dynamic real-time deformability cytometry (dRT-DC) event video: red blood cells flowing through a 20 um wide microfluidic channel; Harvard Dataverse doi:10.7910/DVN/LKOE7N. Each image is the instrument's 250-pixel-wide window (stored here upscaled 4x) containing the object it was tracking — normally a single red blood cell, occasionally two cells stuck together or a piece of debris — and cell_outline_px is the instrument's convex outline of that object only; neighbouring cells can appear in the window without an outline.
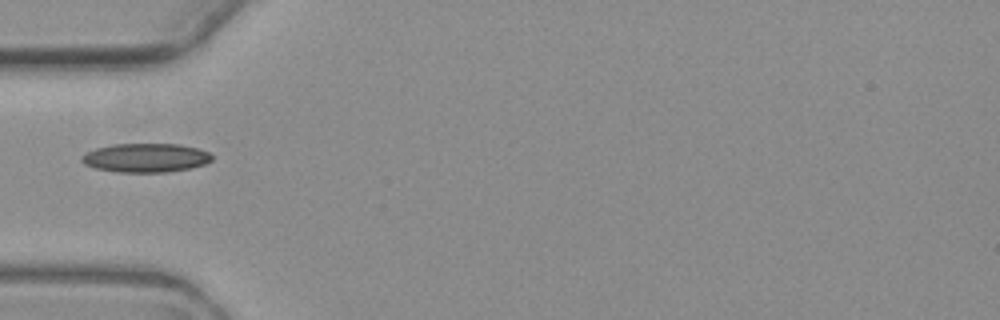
{"species": "common noctule bat (a hibernating species)", "species_latin": "Nyctalus noctula", "temperature_condition": "warm", "stored_images_in_passage": 7, "camera_frame_rate_fps": 3000, "um_per_image_px": 0.085, "animal": {"sex": "female", "body_mass_g": 19.3, "forearm_length_mm": 54.1}, "frame": {"image": 1, "passage_image": 5, "time_ms": 4.667, "image_size_px": [1000, 320], "cell_outline_px": [[212, 160], [204, 164], [188, 168], [168, 172], [116, 172], [96, 168], [84, 164], [80, 160], [80, 156], [96, 148], [112, 144], [180, 144], [196, 148], [208, 152], [212, 156]], "centroid_in_image_um": [12.36, 13.41], "position_along_channel_um": 72.6, "area_um2": 21.85}}
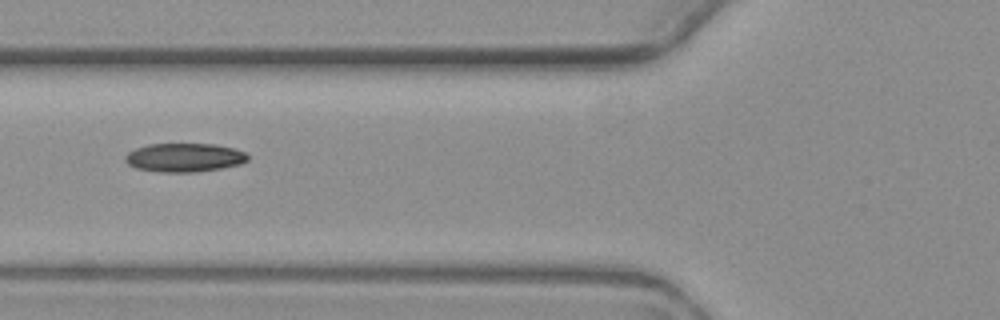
{"frame": {"image": 2, "passage_image": 6, "time_ms": 5.667, "image_size_px": [1000, 320], "cell_outline_px": [[248, 160], [240, 164], [220, 168], [196, 172], [160, 172], [136, 168], [128, 164], [124, 160], [124, 156], [128, 152], [136, 148], [148, 144], [212, 144], [232, 148], [244, 152], [248, 156]], "centroid_in_image_um": [15.63, 13.39], "position_along_channel_um": 110.2, "area_um2": 20.4}}
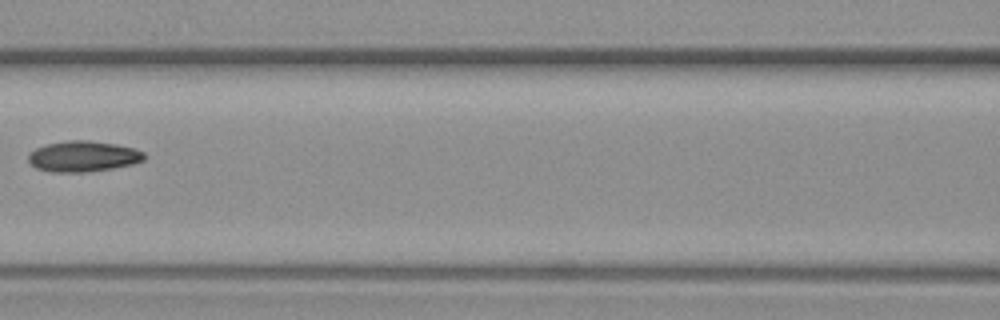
{"frame": {"image": 3, "passage_image": 7, "time_ms": 7.0, "image_size_px": [1000, 320], "cell_outline_px": [[144, 160], [132, 164], [112, 168], [88, 172], [52, 172], [36, 168], [28, 160], [28, 156], [36, 148], [48, 144], [68, 140], [88, 140], [116, 144], [132, 148], [144, 152]], "centroid_in_image_um": [7.07, 13.29], "position_along_channel_um": 159.5, "area_um2": 20.58}}